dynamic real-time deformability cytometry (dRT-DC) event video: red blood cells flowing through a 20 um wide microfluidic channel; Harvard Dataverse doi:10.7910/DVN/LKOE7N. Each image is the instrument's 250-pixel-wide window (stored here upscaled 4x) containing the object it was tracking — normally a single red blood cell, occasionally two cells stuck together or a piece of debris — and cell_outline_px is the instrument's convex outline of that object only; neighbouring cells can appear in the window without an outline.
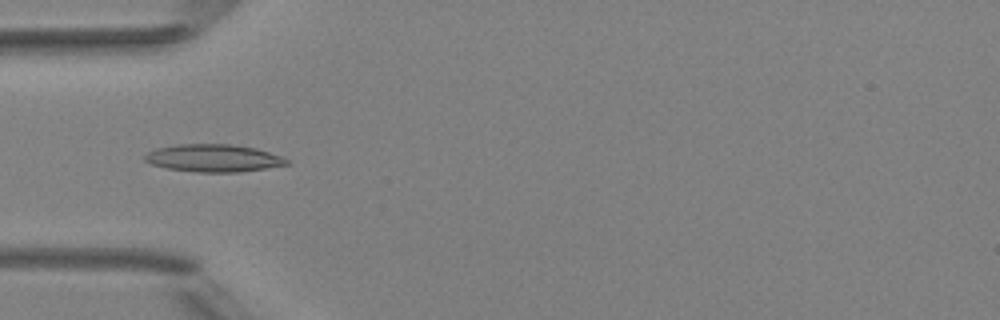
{"species": "Egyptian fruit bat (a non-hibernating species)", "species_latin": "Rousettus aegyptiacus", "temperature_condition": "room temperature", "stored_images_in_passage": 6, "camera_frame_rate_fps": 3000, "um_per_image_px": 0.085, "animal": {"sex": "female"}, "frame": {"image": 1, "passage_image": 5, "time_ms": 4.667, "image_size_px": [1000, 320], "cell_outline_px": [[288, 164], [240, 172], [196, 172], [164, 168], [152, 164], [144, 160], [144, 156], [148, 152], [156, 148], [176, 144], [232, 144], [256, 148], [284, 156], [288, 160]], "centroid_in_image_um": [18.13, 13.43], "position_along_channel_um": 66.9, "area_um2": 22.89}}
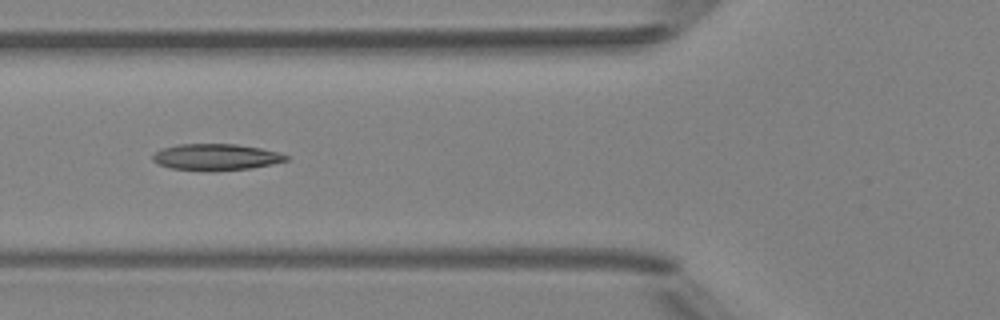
{"frame": {"image": 2, "passage_image": 6, "time_ms": 5.667, "image_size_px": [1000, 320], "cell_outline_px": [[288, 160], [272, 164], [252, 168], [212, 172], [172, 168], [160, 164], [152, 160], [152, 156], [160, 148], [176, 144], [236, 144], [260, 148], [280, 152], [288, 156]], "centroid_in_image_um": [18.36, 13.35], "position_along_channel_um": 107.4, "area_um2": 20.75}}